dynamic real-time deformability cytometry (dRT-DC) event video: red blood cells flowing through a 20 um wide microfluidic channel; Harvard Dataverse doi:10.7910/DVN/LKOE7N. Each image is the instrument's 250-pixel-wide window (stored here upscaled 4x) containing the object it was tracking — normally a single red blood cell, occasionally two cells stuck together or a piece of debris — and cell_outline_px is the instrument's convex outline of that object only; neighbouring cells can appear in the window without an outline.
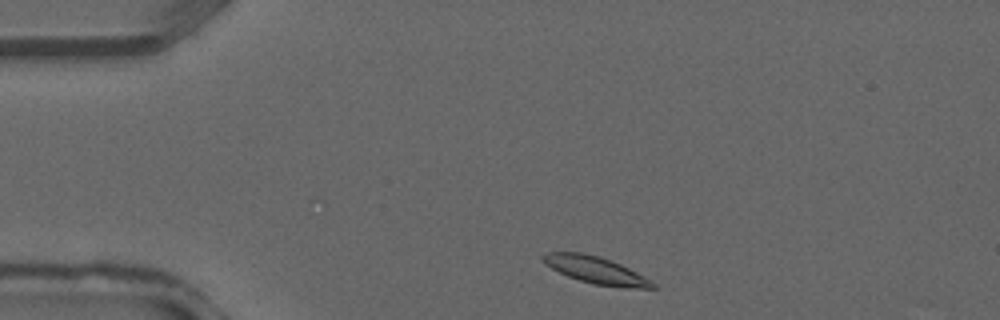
{"species": "common noctule bat (a hibernating species)", "species_latin": "Nyctalus noctula", "temperature_condition": "warm", "stored_images_in_passage": 33, "segment_of_instrument_passage": [1, 2], "camera_frame_rate_fps": 3000, "um_per_image_px": 0.085, "animal": {"sex": "male", "forearm_length_mm": 52.5}, "frame": {"image": 1, "passage_image": 2, "time_ms": 0.333, "image_size_px": [1000, 320], "cell_outline_px": [[656, 288], [636, 288], [592, 284], [568, 276], [544, 264], [540, 256], [548, 252], [584, 252], [600, 256], [620, 264], [652, 280], [656, 284]], "centroid_in_image_um": [50.63, 22.94], "position_along_channel_um": 34.4, "area_um2": 17.22}}
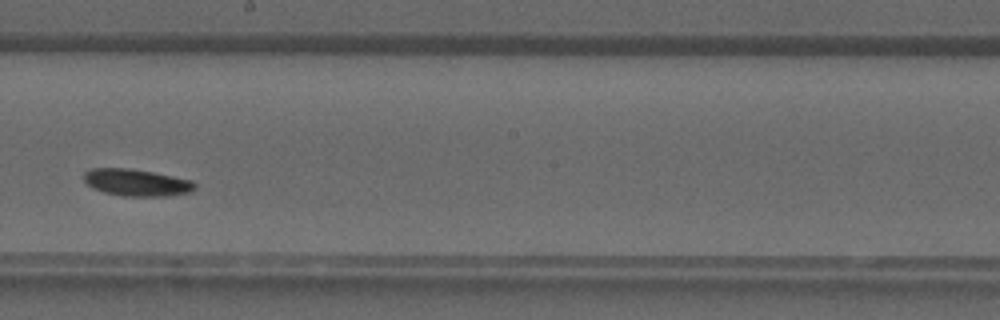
{"frame": {"image": 2, "passage_image": 16, "time_ms": 5.0, "image_size_px": [1000, 320], "cell_outline_px": [[196, 188], [192, 192], [168, 196], [120, 196], [104, 192], [92, 188], [84, 180], [84, 172], [92, 168], [128, 168], [152, 172], [192, 180], [196, 184]], "centroid_in_image_um": [11.62, 15.52], "position_along_channel_um": 236.6, "area_um2": 17.51}}
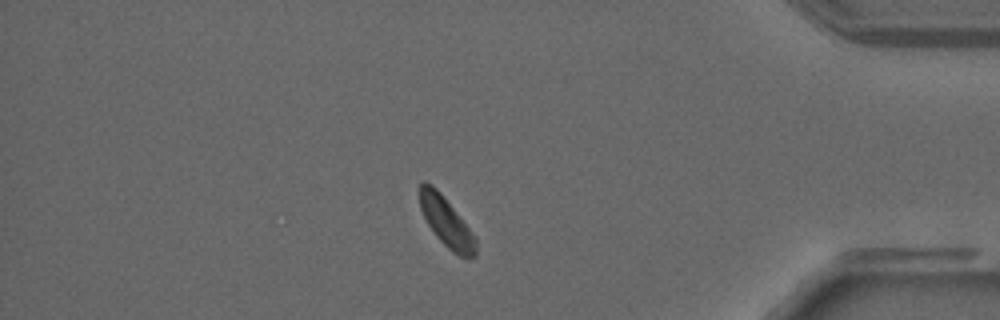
{"frame": {"image": 3, "passage_image": 27, "time_ms": 8.667, "image_size_px": [1000, 320], "cell_outline_px": [[476, 256], [460, 256], [452, 252], [436, 236], [428, 224], [420, 208], [420, 184], [424, 180], [432, 184], [440, 192], [476, 236]], "centroid_in_image_um": [37.94, 18.86], "position_along_channel_um": 397.3, "area_um2": 15.95}}